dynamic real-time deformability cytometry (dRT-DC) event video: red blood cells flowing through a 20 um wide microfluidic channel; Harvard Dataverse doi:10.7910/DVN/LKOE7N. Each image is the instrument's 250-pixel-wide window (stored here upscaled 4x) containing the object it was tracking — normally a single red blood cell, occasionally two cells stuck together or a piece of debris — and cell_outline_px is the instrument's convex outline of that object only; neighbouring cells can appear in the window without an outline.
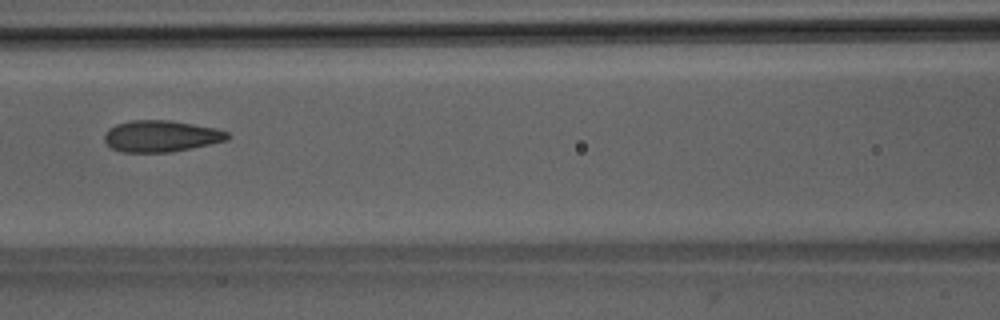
{"species": "Egyptian fruit bat (a non-hibernating species)", "species_latin": "Rousettus aegyptiacus", "temperature_condition": "room temperature", "stored_images_in_passage": 45, "camera_frame_rate_fps": 3000, "um_per_image_px": 0.085, "animal": {"sex": "male"}, "frame": {"image": 1, "passage_image": 23, "time_ms": 7.333, "image_size_px": [1000, 320], "cell_outline_px": [[232, 136], [228, 140], [172, 152], [124, 152], [112, 148], [104, 140], [104, 136], [108, 128], [116, 124], [132, 120], [168, 120], [216, 128], [228, 132]], "centroid_in_image_um": [13.7, 11.57], "position_along_channel_um": 152.9, "area_um2": 22.54}}
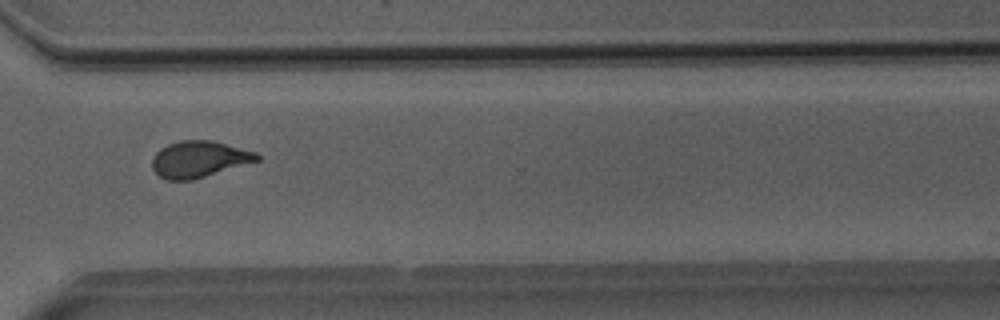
{"frame": {"image": 2, "passage_image": 38, "time_ms": 12.333, "image_size_px": [1000, 320], "cell_outline_px": [[260, 160], [192, 180], [168, 180], [160, 176], [152, 168], [152, 156], [160, 148], [168, 144], [180, 140], [212, 140], [256, 152], [260, 156]], "centroid_in_image_um": [16.9, 13.52], "position_along_channel_um": 353.7, "area_um2": 22.2}}
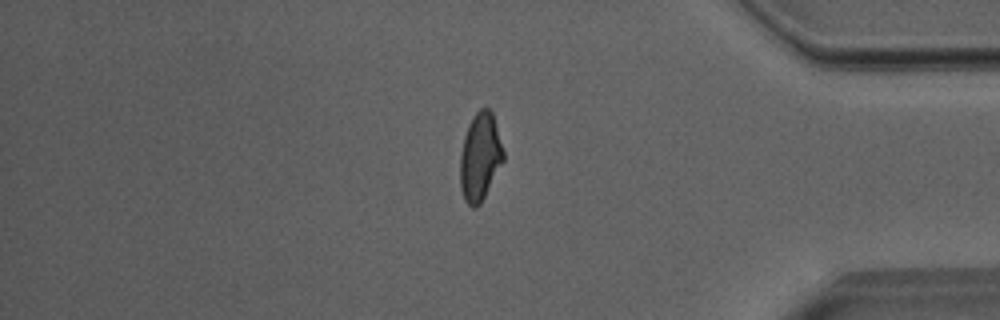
{"frame": {"image": 3, "passage_image": 43, "time_ms": 14.0, "image_size_px": [1000, 320], "cell_outline_px": [[504, 160], [480, 204], [476, 208], [472, 208], [464, 200], [460, 188], [460, 156], [464, 136], [468, 124], [472, 116], [480, 108], [488, 108], [492, 112], [504, 152]], "centroid_in_image_um": [40.79, 13.34], "position_along_channel_um": 394.4, "area_um2": 22.14}}